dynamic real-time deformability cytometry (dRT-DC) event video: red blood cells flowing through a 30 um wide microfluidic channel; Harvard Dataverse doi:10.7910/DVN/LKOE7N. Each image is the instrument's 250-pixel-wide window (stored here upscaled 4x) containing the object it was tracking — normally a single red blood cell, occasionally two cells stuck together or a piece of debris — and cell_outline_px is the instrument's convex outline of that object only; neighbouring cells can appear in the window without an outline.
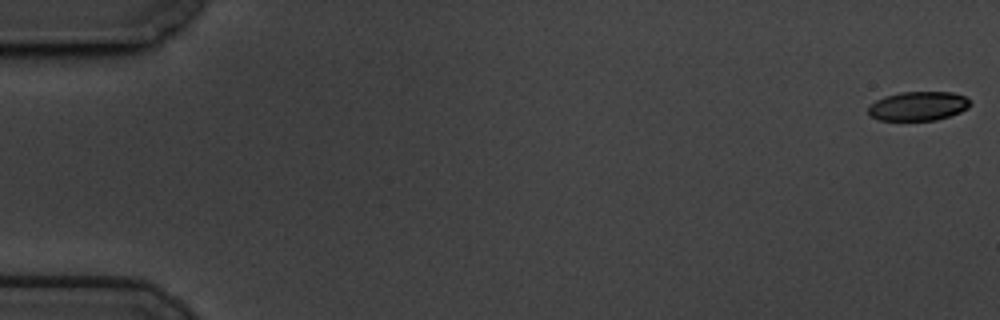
{"species": "common noctule bat (a hibernating species)", "species_latin": "Nyctalus noctula", "temperature_condition": "cold", "stored_images_in_passage": 59, "camera_frame_rate_fps": 3000, "um_per_image_px": 0.085, "animal": {"sex": "male", "body_mass_g": 19.5, "forearm_length_mm": 54.6}, "frame": {"image": 1, "passage_image": 1, "time_ms": 0.0, "image_size_px": [1000, 320], "cell_outline_px": [[972, 104], [968, 108], [960, 112], [936, 120], [880, 120], [872, 116], [868, 112], [868, 104], [884, 96], [900, 92], [952, 92], [964, 96]], "centroid_in_image_um": [78.03, 9.01], "position_along_channel_um": 7.0, "area_um2": 17.28}}
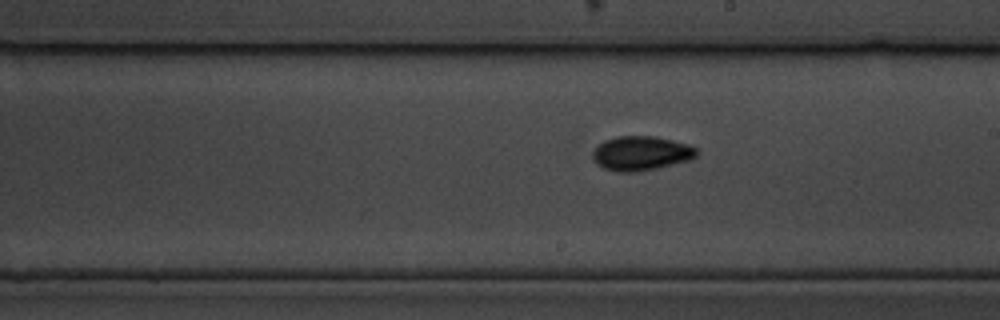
{"frame": {"image": 2, "passage_image": 34, "time_ms": 11.0, "image_size_px": [1000, 320], "cell_outline_px": [[700, 152], [696, 156], [688, 160], [656, 168], [632, 172], [620, 172], [604, 168], [596, 164], [592, 156], [592, 152], [604, 140], [616, 136], [656, 136], [688, 144], [696, 148]], "centroid_in_image_um": [54.49, 13.02], "position_along_channel_um": 234.5, "area_um2": 20.69}}
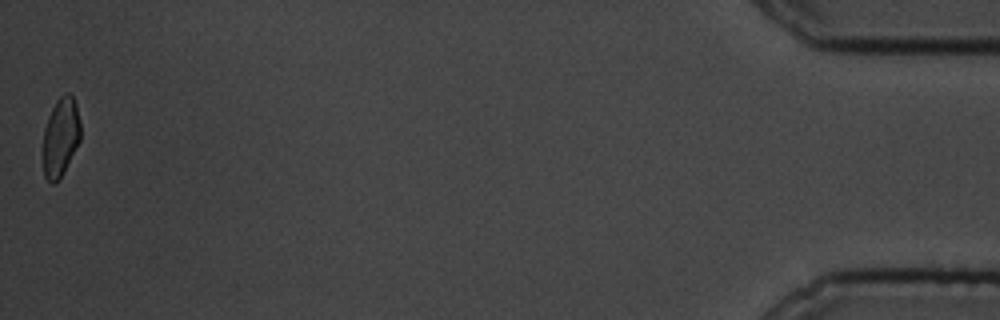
{"frame": {"image": 3, "passage_image": 59, "time_ms": 19.333, "image_size_px": [1000, 320], "cell_outline_px": [[80, 140], [64, 172], [52, 184], [44, 176], [44, 128], [48, 116], [56, 100], [64, 92], [68, 92], [72, 96], [76, 104], [80, 120]], "centroid_in_image_um": [5.17, 11.6], "position_along_channel_um": 430.0, "area_um2": 17.05}, "authors_computed_cell_mechanics": {"area_um2": 18.9006, "velocity_mm_per_s": 3.4404, "shape_relaxation_time_tau1_ms": 4.2334, "shape_relaxation_time_tau2_ms": 3.765, "deformation_change_tau1": 0.1095, "deformation_change_tau2": 0.0734}}